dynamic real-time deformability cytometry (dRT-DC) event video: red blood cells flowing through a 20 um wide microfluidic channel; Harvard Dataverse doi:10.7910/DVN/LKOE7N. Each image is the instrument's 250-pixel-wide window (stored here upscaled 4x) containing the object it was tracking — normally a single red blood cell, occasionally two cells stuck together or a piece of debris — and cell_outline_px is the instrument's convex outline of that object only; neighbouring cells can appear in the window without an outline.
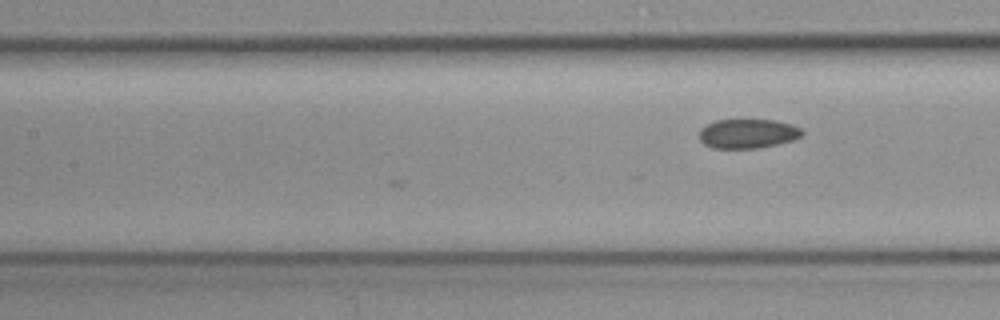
{"species": "common noctule bat (a hibernating species)", "species_latin": "Nyctalus noctula", "temperature_condition": "cold", "stored_images_in_passage": 6, "camera_frame_rate_fps": 3000, "um_per_image_px": 0.085, "animal": {"sex": "female", "body_mass_g": 19.3, "forearm_length_mm": 54.1}, "frame": {"image": 1, "passage_image": 6, "time_ms": 1.667, "image_size_px": [1000, 320], "cell_outline_px": [[804, 132], [800, 136], [792, 140], [776, 144], [756, 148], [712, 148], [704, 144], [700, 140], [700, 128], [716, 120], [776, 120], [792, 124], [800, 128]], "centroid_in_image_um": [63.55, 11.35], "position_along_channel_um": 143.9, "area_um2": 17.46}}